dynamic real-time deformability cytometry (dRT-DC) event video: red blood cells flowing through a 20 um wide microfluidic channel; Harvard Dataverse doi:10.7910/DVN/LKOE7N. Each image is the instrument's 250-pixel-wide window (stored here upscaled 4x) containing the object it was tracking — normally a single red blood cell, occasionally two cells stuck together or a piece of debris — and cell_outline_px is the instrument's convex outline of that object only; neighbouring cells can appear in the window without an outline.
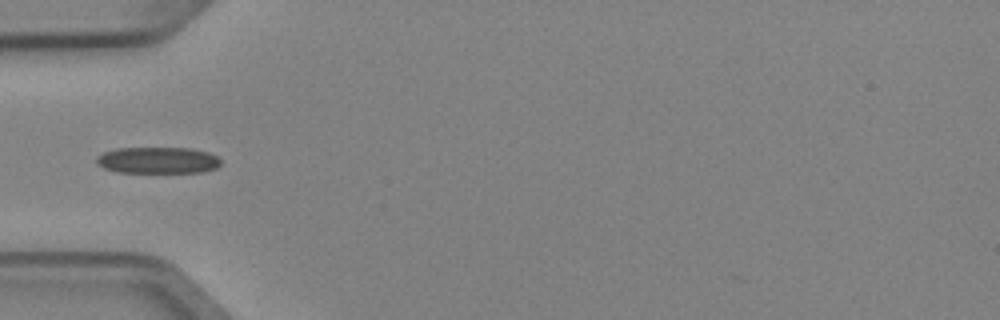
{"species": "Egyptian fruit bat (a non-hibernating species)", "species_latin": "Rousettus aegyptiacus", "temperature_condition": "cold", "stored_images_in_passage": 6, "camera_frame_rate_fps": 3000, "um_per_image_px": 0.085, "animal": {"sex": "female"}, "frame": {"image": 1, "passage_image": 5, "time_ms": 1.333, "image_size_px": [1000, 320], "cell_outline_px": [[220, 164], [216, 168], [204, 172], [116, 172], [104, 168], [96, 164], [96, 156], [104, 152], [116, 148], [188, 148], [208, 152], [216, 156], [220, 160]], "centroid_in_image_um": [13.38, 13.62], "position_along_channel_um": 71.6, "area_um2": 19.19}}
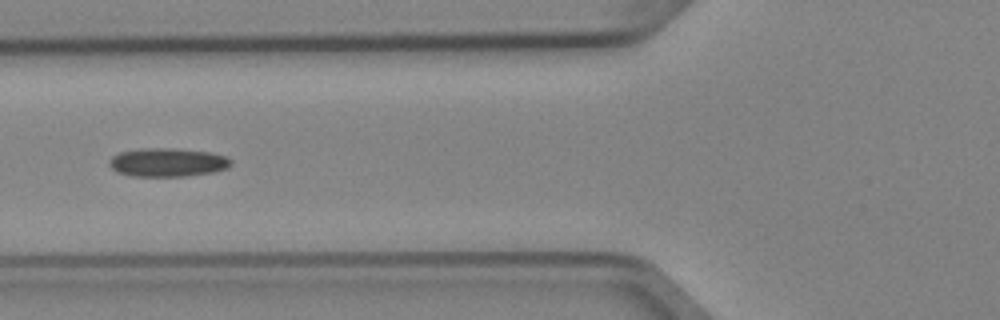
{"frame": {"image": 2, "passage_image": 6, "time_ms": 1.667, "image_size_px": [1000, 320], "cell_outline_px": [[232, 164], [228, 168], [212, 172], [184, 176], [132, 176], [116, 172], [108, 164], [108, 160], [112, 156], [120, 152], [144, 148], [172, 148], [212, 152], [228, 156], [232, 160]], "centroid_in_image_um": [14.26, 13.79], "position_along_channel_um": 111.5, "area_um2": 20.46}}